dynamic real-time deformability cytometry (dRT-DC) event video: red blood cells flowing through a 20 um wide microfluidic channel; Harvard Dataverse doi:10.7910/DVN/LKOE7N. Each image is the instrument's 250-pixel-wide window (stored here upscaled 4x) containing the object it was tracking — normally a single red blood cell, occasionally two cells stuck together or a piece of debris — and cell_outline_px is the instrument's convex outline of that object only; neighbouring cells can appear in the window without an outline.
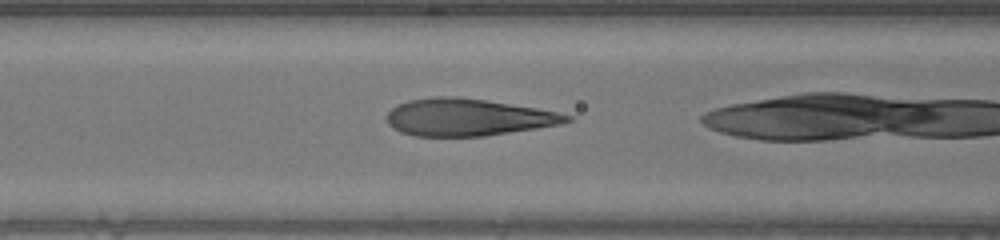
{"species": "human", "species_latin": "Homo sapiens", "temperature_condition": "warm", "stored_images_in_passage": 9, "camera_frame_rate_fps": 3000, "um_per_image_px": 0.085, "donor": {"sex": "male"}, "frame": {"image": 1, "passage_image": 4, "time_ms": 1.0, "image_size_px": [1000, 240], "cell_outline_px": [[572, 120], [560, 124], [536, 128], [484, 136], [416, 136], [400, 132], [392, 128], [388, 124], [388, 112], [392, 108], [408, 100], [432, 96], [456, 96], [484, 100], [536, 108], [556, 112], [572, 116]], "centroid_in_image_um": [39.73, 9.96], "position_along_channel_um": 126.9, "area_um2": 38.67}}
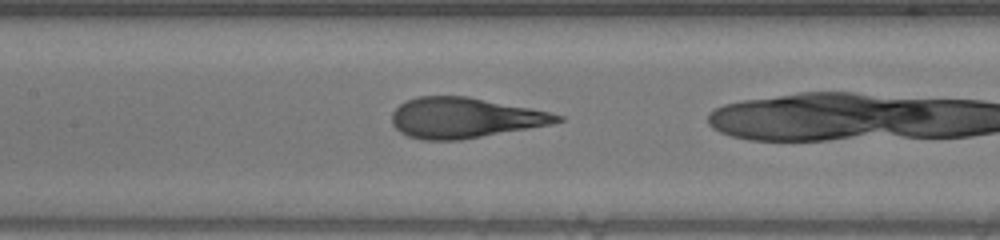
{"frame": {"image": 2, "passage_image": 7, "time_ms": 2.0, "image_size_px": [1000, 240], "cell_outline_px": [[564, 120], [552, 124], [460, 140], [424, 140], [408, 136], [400, 132], [392, 124], [392, 112], [400, 104], [416, 96], [468, 96], [548, 112], [564, 116]], "centroid_in_image_um": [39.46, 10.01], "position_along_channel_um": 167.9, "area_um2": 38.67}}